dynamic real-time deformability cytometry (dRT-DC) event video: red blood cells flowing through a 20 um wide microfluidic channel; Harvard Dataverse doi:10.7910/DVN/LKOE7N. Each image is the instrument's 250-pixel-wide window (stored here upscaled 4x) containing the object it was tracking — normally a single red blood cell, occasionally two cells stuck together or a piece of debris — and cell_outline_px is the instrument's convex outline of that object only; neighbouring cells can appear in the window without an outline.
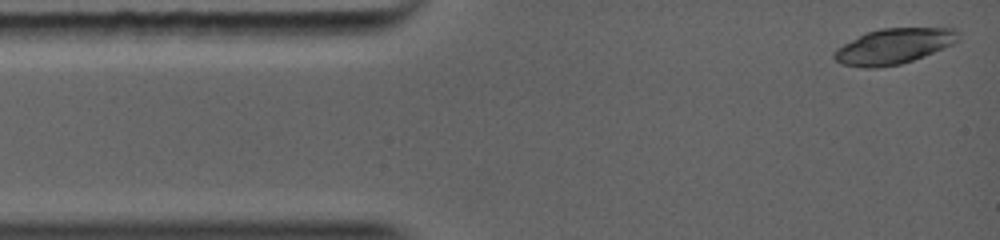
{"species": "common noctule bat (a hibernating species)", "species_latin": "Nyctalus noctula", "temperature_condition": "warm", "stored_images_in_passage": 5, "camera_frame_rate_fps": 5000, "um_per_image_px": 0.085, "animal": {"sex": "female", "body_mass_g": 19.0, "forearm_length_mm": 56.7}, "frame": {"image": 1, "passage_image": 1, "time_ms": 0.0, "image_size_px": [1000, 240], "cell_outline_px": [[960, 40], [944, 48], [924, 56], [900, 64], [876, 68], [864, 68], [840, 64], [832, 56], [832, 52], [836, 48], [868, 32], [880, 28], [956, 28], [960, 32]], "centroid_in_image_um": [75.98, 3.93], "position_along_channel_um": 9.0, "area_um2": 25.72}}